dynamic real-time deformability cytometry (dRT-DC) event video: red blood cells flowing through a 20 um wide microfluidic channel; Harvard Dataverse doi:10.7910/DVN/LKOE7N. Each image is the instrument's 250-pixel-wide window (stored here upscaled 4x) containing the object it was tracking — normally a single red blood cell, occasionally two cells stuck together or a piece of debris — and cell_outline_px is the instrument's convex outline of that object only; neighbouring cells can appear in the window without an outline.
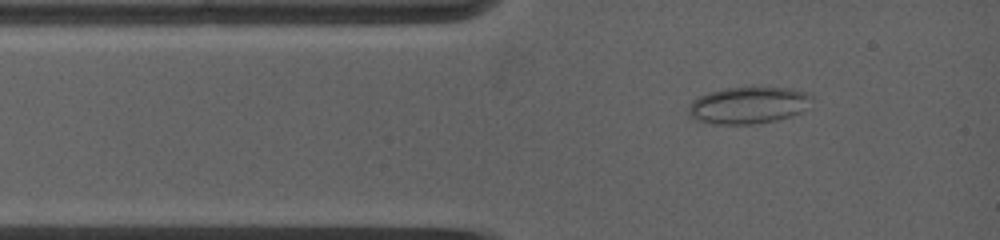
{"species": "common noctule bat (a hibernating species)", "species_latin": "Nyctalus noctula", "temperature_condition": "warm", "stored_images_in_passage": 7, "camera_frame_rate_fps": 5000, "um_per_image_px": 0.085, "animal": {"sex": "female", "body_mass_g": 19.0, "forearm_length_mm": 53.3}, "frame": {"image": 1, "passage_image": 2, "time_ms": 0.6, "image_size_px": [1000, 240], "cell_outline_px": [[812, 96], [800, 112], [792, 116], [752, 124], [712, 124], [696, 120], [688, 116], [688, 104], [692, 100], [708, 92], [728, 88], [788, 88], [804, 92]], "centroid_in_image_um": [63.5, 8.96], "position_along_channel_um": 21.5, "area_um2": 26.01}}
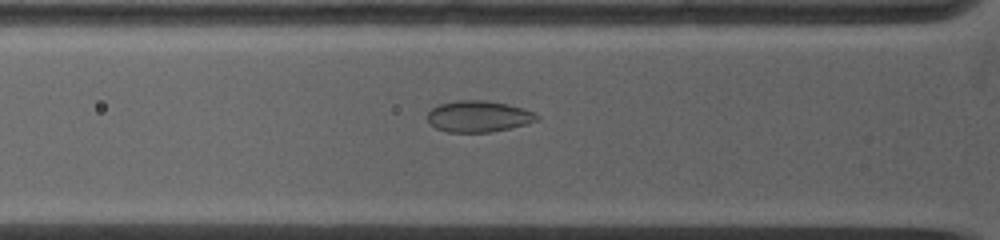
{"frame": {"image": 2, "passage_image": 5, "time_ms": 2.6, "image_size_px": [1000, 240], "cell_outline_px": [[540, 120], [528, 124], [492, 132], [448, 132], [436, 128], [428, 120], [428, 112], [432, 108], [440, 104], [456, 100], [484, 100], [508, 104], [524, 108], [540, 116]], "centroid_in_image_um": [40.72, 9.89], "position_along_channel_um": 85.1, "area_um2": 20.06}}
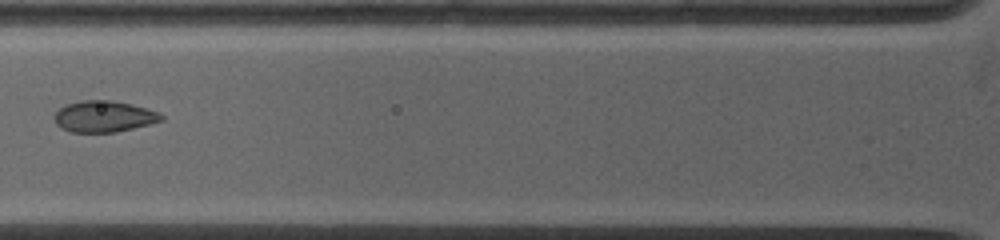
{"frame": {"image": 3, "passage_image": 6, "time_ms": 3.4, "image_size_px": [1000, 240], "cell_outline_px": [[164, 120], [116, 132], [72, 132], [60, 128], [56, 124], [56, 112], [64, 104], [80, 100], [112, 100], [144, 108], [156, 112], [164, 116]], "centroid_in_image_um": [8.79, 9.9], "position_along_channel_um": 117.0, "area_um2": 19.25}}